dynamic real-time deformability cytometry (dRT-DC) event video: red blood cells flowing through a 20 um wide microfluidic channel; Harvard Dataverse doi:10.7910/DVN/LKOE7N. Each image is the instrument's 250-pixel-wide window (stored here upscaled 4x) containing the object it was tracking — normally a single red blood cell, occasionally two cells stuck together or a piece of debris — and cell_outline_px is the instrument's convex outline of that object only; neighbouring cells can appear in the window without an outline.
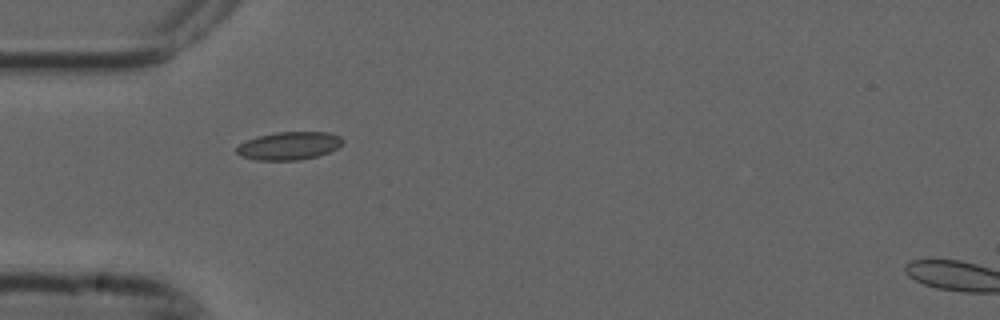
{"species": "common noctule bat (a hibernating species)", "species_latin": "Nyctalus noctula", "temperature_condition": "cold", "stored_images_in_passage": 2, "camera_frame_rate_fps": 3000, "um_per_image_px": 0.085, "animal": {"sex": "male", "forearm_length_mm": 52.5}, "frame": {"image": 1, "passage_image": 1, "time_ms": 0.0, "image_size_px": [1000, 320], "cell_outline_px": [[344, 144], [328, 152], [316, 156], [300, 160], [256, 160], [240, 156], [236, 152], [236, 148], [240, 144], [256, 136], [276, 132], [328, 132], [340, 136], [344, 140]], "centroid_in_image_um": [24.57, 12.39], "position_along_channel_um": 60.4, "area_um2": 17.34}}
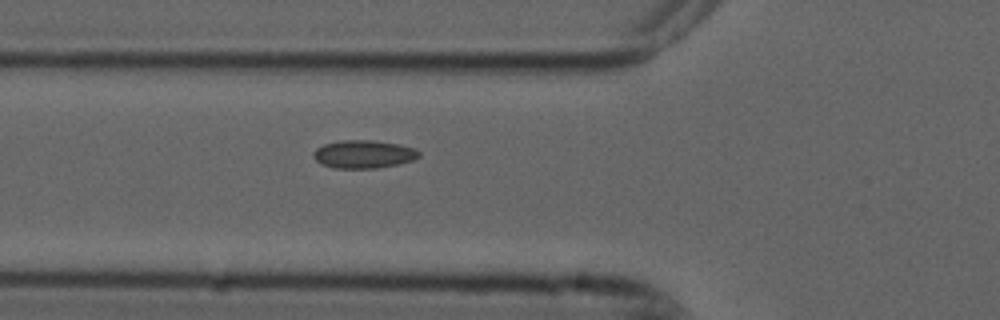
{"frame": {"image": 2, "passage_image": 2, "time_ms": 0.333, "image_size_px": [1000, 320], "cell_outline_px": [[420, 156], [412, 160], [400, 164], [376, 168], [336, 168], [320, 164], [312, 156], [312, 152], [316, 148], [324, 144], [340, 140], [372, 140], [400, 144], [412, 148], [420, 152]], "centroid_in_image_um": [30.88, 13.1], "position_along_channel_um": 94.9, "area_um2": 17.34}}